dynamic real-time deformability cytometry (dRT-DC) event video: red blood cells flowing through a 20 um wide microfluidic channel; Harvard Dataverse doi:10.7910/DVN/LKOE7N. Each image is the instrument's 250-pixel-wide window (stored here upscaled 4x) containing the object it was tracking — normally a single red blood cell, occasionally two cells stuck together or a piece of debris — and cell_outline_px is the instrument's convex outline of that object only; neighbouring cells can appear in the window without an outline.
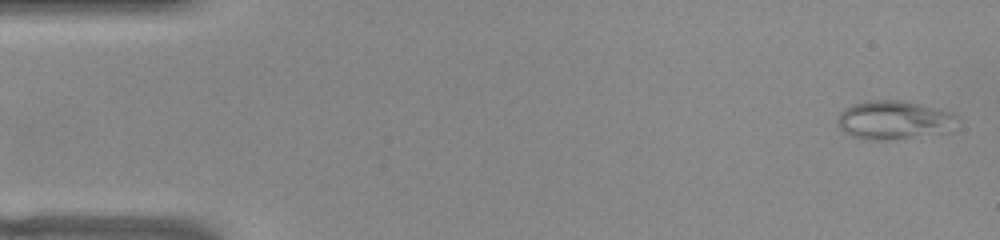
{"species": "common noctule bat (a hibernating species)", "species_latin": "Nyctalus noctula", "temperature_condition": "warm", "stored_images_in_passage": 51, "camera_frame_rate_fps": 3000, "um_per_image_px": 0.085, "animal": {"sex": "female", "body_mass_g": 22.0, "forearm_length_mm": 56.7}, "frame": {"image": 1, "passage_image": 1, "time_ms": 0.0, "image_size_px": [1000, 240], "cell_outline_px": [[952, 116], [944, 132], [888, 140], [864, 140], [852, 136], [844, 132], [836, 124], [836, 120], [840, 112], [844, 108], [852, 104], [868, 100], [904, 100], [936, 108], [948, 112]], "centroid_in_image_um": [75.77, 10.19], "position_along_channel_um": 9.2, "area_um2": 26.24}}
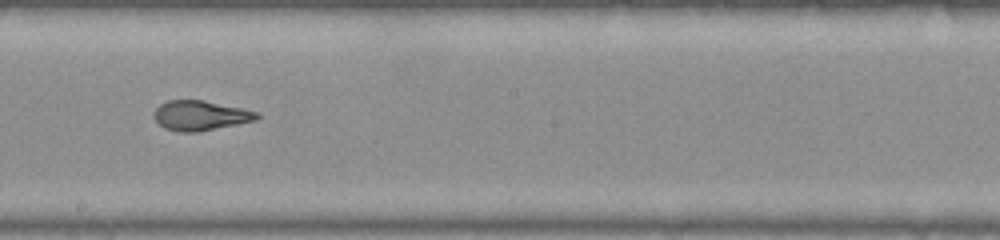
{"frame": {"image": 2, "passage_image": 28, "time_ms": 9.0, "image_size_px": [1000, 240], "cell_outline_px": [[260, 116], [256, 120], [200, 132], [180, 132], [164, 128], [152, 116], [156, 108], [160, 104], [168, 100], [204, 100], [260, 112]], "centroid_in_image_um": [17.04, 9.82], "position_along_channel_um": 231.2, "area_um2": 17.98}}
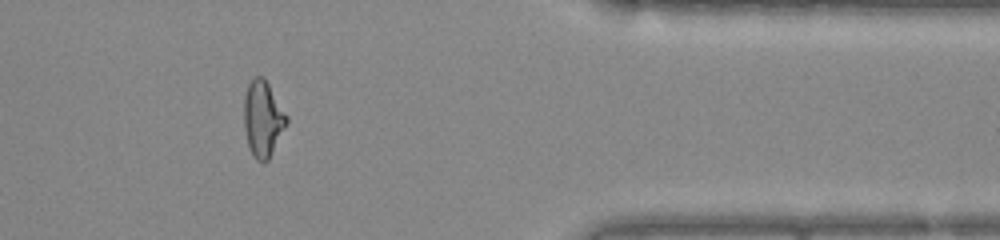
{"frame": {"image": 3, "passage_image": 42, "time_ms": 13.667, "image_size_px": [1000, 240], "cell_outline_px": [[288, 120], [268, 160], [264, 164], [256, 160], [252, 156], [248, 144], [244, 128], [244, 96], [248, 84], [256, 76], [264, 76], [288, 116]], "centroid_in_image_um": [22.33, 10.09], "position_along_channel_um": 389.1, "area_um2": 18.84}, "authors_computed_cell_mechanics": {"area_um2": 18.9006, "velocity_mm_per_s": 3.891, "shape_relaxation_time_tau1_ms": null, "shape_relaxation_time_tau2_ms": 1.095, "deformation_change_tau1": null, "deformation_change_tau2": 0.073}}